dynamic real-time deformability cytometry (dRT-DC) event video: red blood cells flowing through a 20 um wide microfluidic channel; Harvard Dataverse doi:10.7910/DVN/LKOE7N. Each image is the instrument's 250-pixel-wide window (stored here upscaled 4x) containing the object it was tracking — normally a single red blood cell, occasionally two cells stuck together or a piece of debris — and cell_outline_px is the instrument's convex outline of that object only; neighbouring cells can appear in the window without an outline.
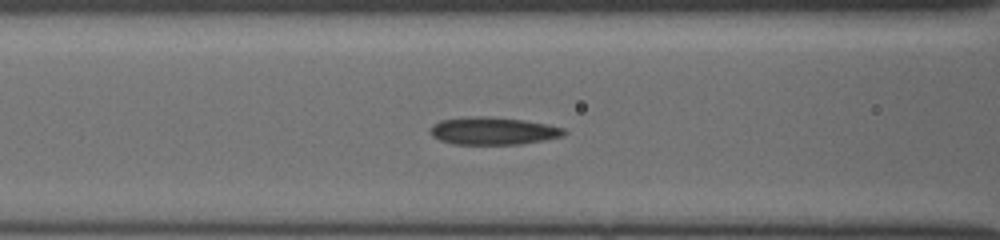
{"species": "common noctule bat (a hibernating species)", "species_latin": "Nyctalus noctula", "temperature_condition": "cold", "stored_images_in_passage": 46, "camera_frame_rate_fps": 3000, "um_per_image_px": 0.085, "animal": {"sex": "female", "body_mass_g": 19.5, "forearm_length_mm": 54.1}, "frame": {"image": 1, "passage_image": 17, "time_ms": 5.333, "image_size_px": [1000, 240], "cell_outline_px": [[568, 132], [564, 136], [544, 140], [520, 144], [452, 144], [440, 140], [432, 136], [428, 132], [428, 128], [432, 124], [440, 120], [472, 116], [492, 116], [524, 120], [548, 124], [564, 128]], "centroid_in_image_um": [41.9, 11.12], "position_along_channel_um": 124.7, "area_um2": 21.85}}
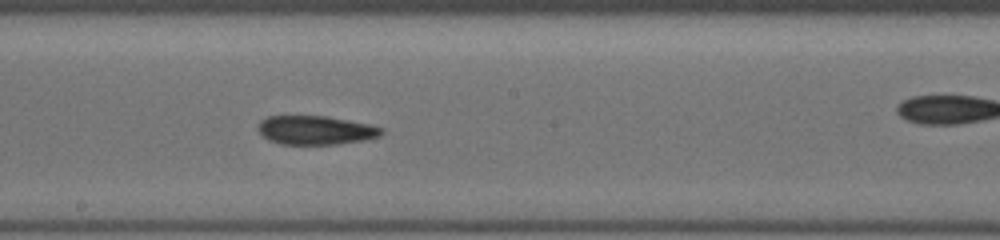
{"frame": {"image": 2, "passage_image": 24, "time_ms": 7.667, "image_size_px": [1000, 240], "cell_outline_px": [[384, 132], [380, 136], [368, 140], [336, 144], [280, 144], [268, 140], [256, 128], [260, 120], [268, 116], [324, 116], [372, 124], [384, 128]], "centroid_in_image_um": [26.86, 11.06], "position_along_channel_um": 221.3, "area_um2": 20.98}}
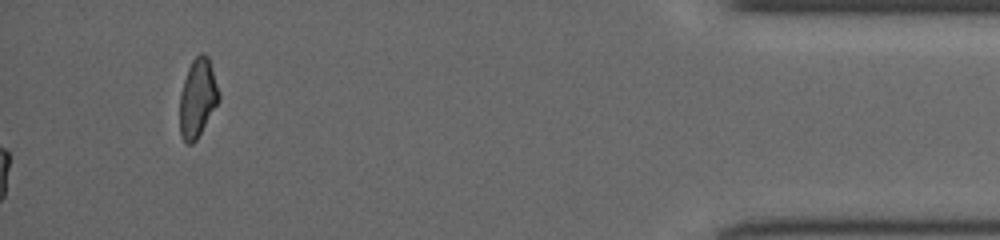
{"frame": {"image": 3, "passage_image": 46, "time_ms": 15.0, "image_size_px": [1000, 240], "cell_outline_px": [[220, 100], [196, 140], [192, 144], [188, 144], [184, 140], [180, 132], [180, 92], [188, 68], [192, 60], [200, 52], [204, 52], [208, 56], [220, 92]], "centroid_in_image_um": [16.81, 8.3], "position_along_channel_um": 418.4, "area_um2": 17.92}}